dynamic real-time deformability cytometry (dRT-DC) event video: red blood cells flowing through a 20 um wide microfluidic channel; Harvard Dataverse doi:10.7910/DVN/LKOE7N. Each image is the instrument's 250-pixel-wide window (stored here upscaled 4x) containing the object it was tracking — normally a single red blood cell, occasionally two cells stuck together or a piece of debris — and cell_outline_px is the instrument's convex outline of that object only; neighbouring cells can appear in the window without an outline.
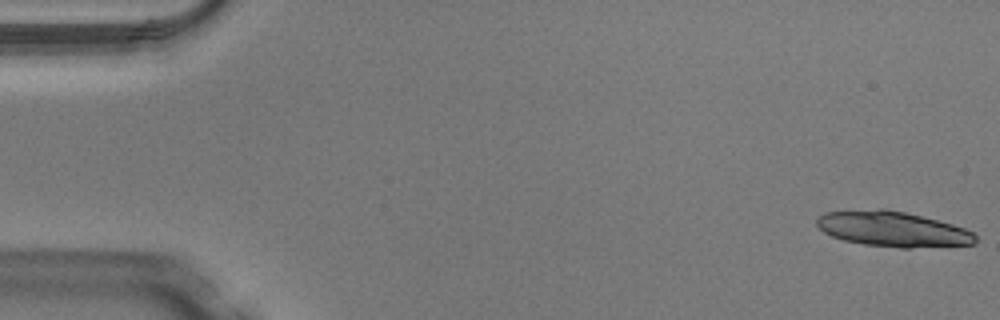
{"species": "Egyptian fruit bat (a non-hibernating species)", "species_latin": "Rousettus aegyptiacus", "temperature_condition": "warm", "stored_images_in_passage": 48, "segment_of_instrument_passage": [1, 2], "camera_frame_rate_fps": 3000, "um_per_image_px": 0.085, "animal": {"sex": "male"}, "frame": {"image": 1, "passage_image": 1, "time_ms": 0.0, "image_size_px": [1000, 320], "cell_outline_px": [[976, 244], [908, 248], [900, 248], [864, 244], [844, 240], [832, 236], [824, 232], [816, 224], [816, 220], [824, 212], [880, 208], [884, 208], [904, 212], [952, 224], [964, 228], [972, 232], [976, 236]], "centroid_in_image_um": [75.87, 19.47], "position_along_channel_um": 9.1, "area_um2": 32.43}}